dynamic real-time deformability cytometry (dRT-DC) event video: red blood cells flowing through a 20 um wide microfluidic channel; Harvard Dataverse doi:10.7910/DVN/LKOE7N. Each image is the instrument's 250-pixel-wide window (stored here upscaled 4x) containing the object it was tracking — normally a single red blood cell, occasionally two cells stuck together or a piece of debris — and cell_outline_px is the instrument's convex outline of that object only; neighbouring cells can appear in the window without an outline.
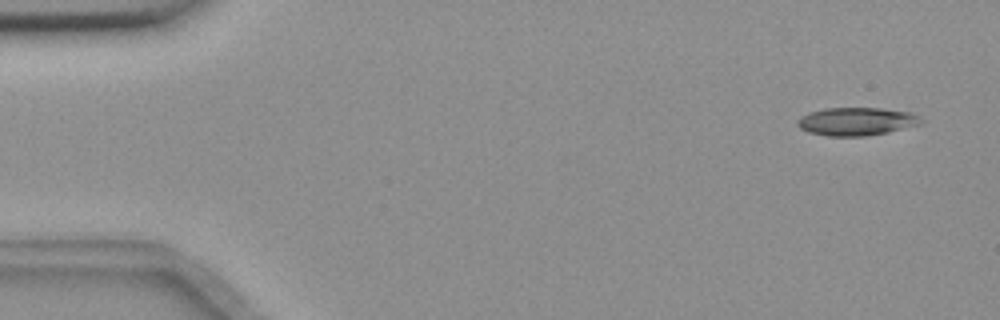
{"species": "common noctule bat (a hibernating species)", "species_latin": "Nyctalus noctula", "temperature_condition": "room temperature", "stored_images_in_passage": 6, "segment_of_instrument_passage": [1, 2], "camera_frame_rate_fps": 3000, "um_per_image_px": 0.085, "animal": {"sex": "female", "body_mass_g": 18.4}, "frame": {"image": 1, "passage_image": 1, "time_ms": 0.0, "image_size_px": [1000, 320], "cell_outline_px": [[924, 120], [920, 124], [888, 132], [864, 136], [828, 136], [808, 132], [800, 128], [796, 124], [796, 120], [800, 116], [808, 112], [824, 108], [880, 108], [912, 112], [920, 116]], "centroid_in_image_um": [72.78, 10.31], "position_along_channel_um": 12.2, "area_um2": 20.4}}
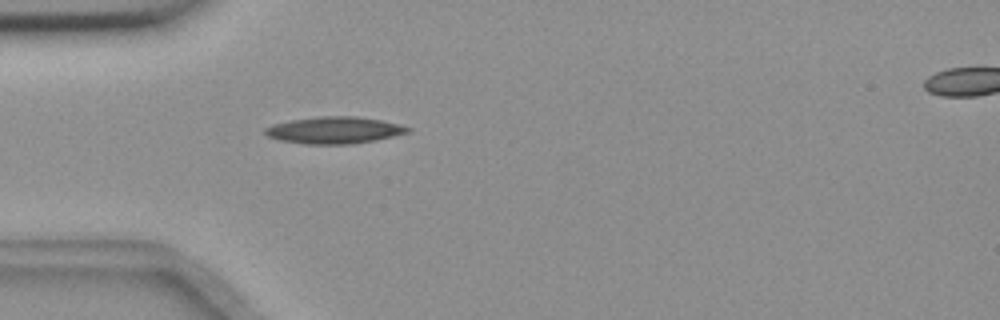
{"frame": {"image": 2, "passage_image": 5, "time_ms": 1.333, "image_size_px": [1000, 320], "cell_outline_px": [[412, 128], [408, 132], [376, 140], [352, 144], [304, 144], [280, 140], [268, 136], [264, 132], [264, 128], [272, 124], [292, 120], [320, 116], [356, 116], [380, 120], [400, 124]], "centroid_in_image_um": [28.41, 11.06], "position_along_channel_um": 56.6, "area_um2": 22.25}}